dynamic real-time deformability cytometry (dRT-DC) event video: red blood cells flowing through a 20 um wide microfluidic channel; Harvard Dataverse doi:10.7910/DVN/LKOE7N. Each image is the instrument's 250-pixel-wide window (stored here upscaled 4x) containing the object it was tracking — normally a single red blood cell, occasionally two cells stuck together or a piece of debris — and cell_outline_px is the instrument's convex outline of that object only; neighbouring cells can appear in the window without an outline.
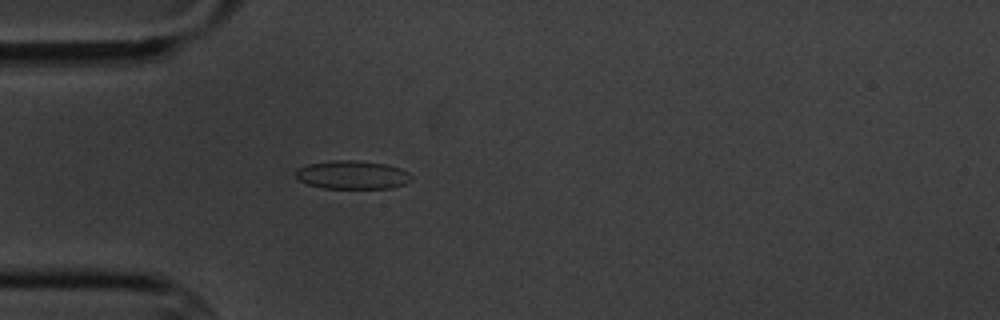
{"species": "common noctule bat (a hibernating species)", "species_latin": "Nyctalus noctula", "temperature_condition": "cold", "stored_images_in_passage": 2, "camera_frame_rate_fps": 3000, "um_per_image_px": 0.085, "animal": {"sex": "male", "body_mass_g": 20.1, "forearm_length_mm": 53.5}, "frame": {"image": 1, "passage_image": 2, "time_ms": 1.333, "image_size_px": [1000, 320], "cell_outline_px": [[412, 180], [404, 184], [388, 188], [324, 188], [308, 184], [300, 180], [296, 176], [296, 172], [300, 168], [308, 164], [332, 160], [356, 160], [384, 164], [400, 168], [408, 172], [412, 176]], "centroid_in_image_um": [29.97, 14.86], "position_along_channel_um": 55.0, "area_um2": 18.96}}